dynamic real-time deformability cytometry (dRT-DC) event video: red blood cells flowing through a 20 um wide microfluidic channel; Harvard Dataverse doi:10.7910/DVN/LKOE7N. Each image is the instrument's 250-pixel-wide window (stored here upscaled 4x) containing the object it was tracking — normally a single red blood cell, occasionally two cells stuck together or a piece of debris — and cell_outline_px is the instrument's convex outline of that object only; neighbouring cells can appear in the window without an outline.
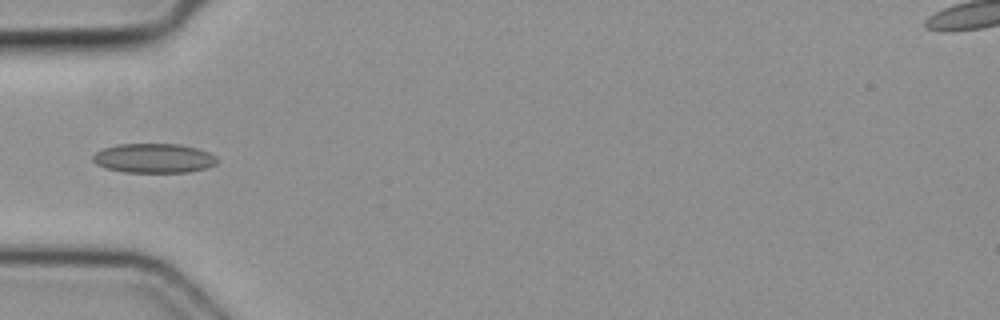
{"species": "common noctule bat (a hibernating species)", "species_latin": "Nyctalus noctula", "temperature_condition": "cold", "stored_images_in_passage": 4, "camera_frame_rate_fps": 3000, "um_per_image_px": 0.085, "animal": {"sex": "female", "body_mass_g": 19.3, "forearm_length_mm": 54.1}, "frame": {"image": 1, "passage_image": 4, "time_ms": 1.0, "image_size_px": [1000, 320], "cell_outline_px": [[216, 164], [208, 168], [188, 172], [124, 172], [104, 168], [96, 164], [92, 160], [92, 156], [96, 152], [104, 148], [116, 144], [180, 144], [196, 148], [208, 152], [216, 156]], "centroid_in_image_um": [13.06, 13.45], "position_along_channel_um": 71.9, "area_um2": 21.39}}